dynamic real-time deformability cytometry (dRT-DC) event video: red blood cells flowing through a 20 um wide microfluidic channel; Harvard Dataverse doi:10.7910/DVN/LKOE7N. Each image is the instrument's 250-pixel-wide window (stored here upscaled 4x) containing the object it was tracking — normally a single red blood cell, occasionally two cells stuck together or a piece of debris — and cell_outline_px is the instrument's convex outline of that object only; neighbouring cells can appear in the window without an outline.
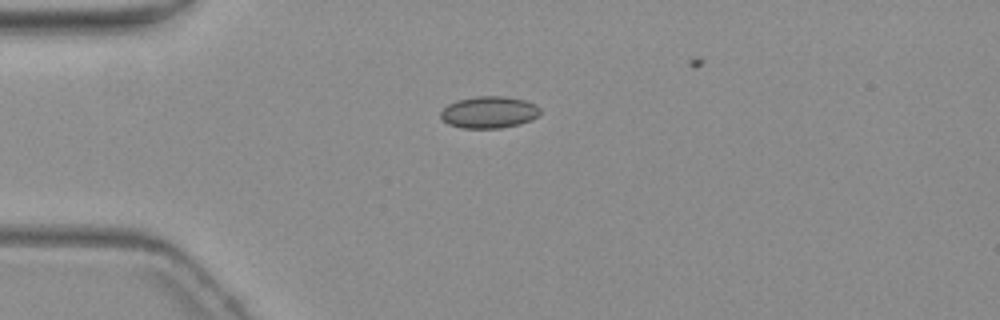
{"species": "common noctule bat (a hibernating species)", "species_latin": "Nyctalus noctula", "temperature_condition": "warm", "stored_images_in_passage": 4, "camera_frame_rate_fps": 3000, "um_per_image_px": 0.085, "animal": {"sex": "female", "body_mass_g": 19.3, "forearm_length_mm": 54.1}, "frame": {"image": 1, "passage_image": 1, "time_ms": 0.0, "image_size_px": [1000, 320], "cell_outline_px": [[540, 112], [532, 120], [520, 124], [500, 128], [460, 128], [448, 124], [440, 116], [440, 112], [448, 104], [456, 100], [476, 96], [508, 96], [524, 100], [536, 104], [540, 108]], "centroid_in_image_um": [41.57, 9.53], "position_along_channel_um": 43.4, "area_um2": 18.61}}
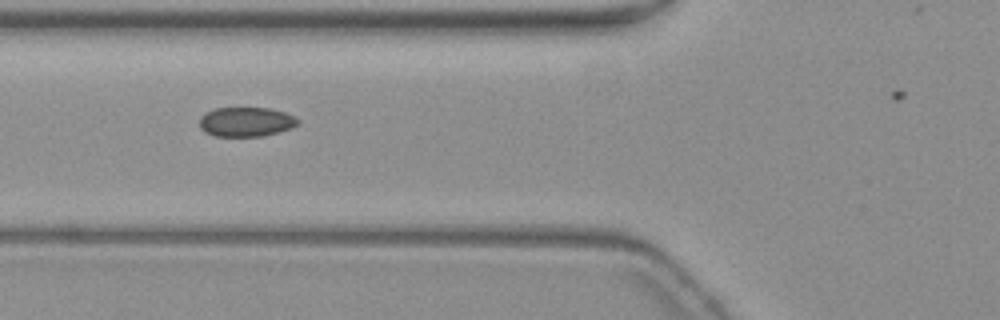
{"frame": {"image": 2, "passage_image": 3, "time_ms": 2.333, "image_size_px": [1000, 320], "cell_outline_px": [[300, 120], [292, 128], [264, 136], [216, 136], [204, 132], [200, 128], [200, 116], [216, 108], [272, 108], [284, 112]], "centroid_in_image_um": [20.91, 10.36], "position_along_channel_um": 104.9, "area_um2": 16.82}}
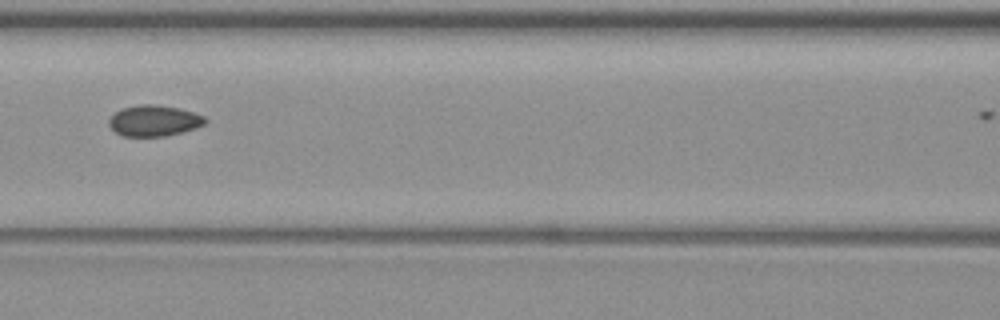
{"frame": {"image": 3, "passage_image": 4, "time_ms": 3.667, "image_size_px": [1000, 320], "cell_outline_px": [[208, 120], [204, 124], [196, 128], [164, 136], [120, 136], [108, 124], [108, 120], [120, 108], [140, 104], [152, 104], [180, 108], [196, 112], [204, 116]], "centroid_in_image_um": [13.1, 10.25], "position_along_channel_um": 153.5, "area_um2": 17.46}}